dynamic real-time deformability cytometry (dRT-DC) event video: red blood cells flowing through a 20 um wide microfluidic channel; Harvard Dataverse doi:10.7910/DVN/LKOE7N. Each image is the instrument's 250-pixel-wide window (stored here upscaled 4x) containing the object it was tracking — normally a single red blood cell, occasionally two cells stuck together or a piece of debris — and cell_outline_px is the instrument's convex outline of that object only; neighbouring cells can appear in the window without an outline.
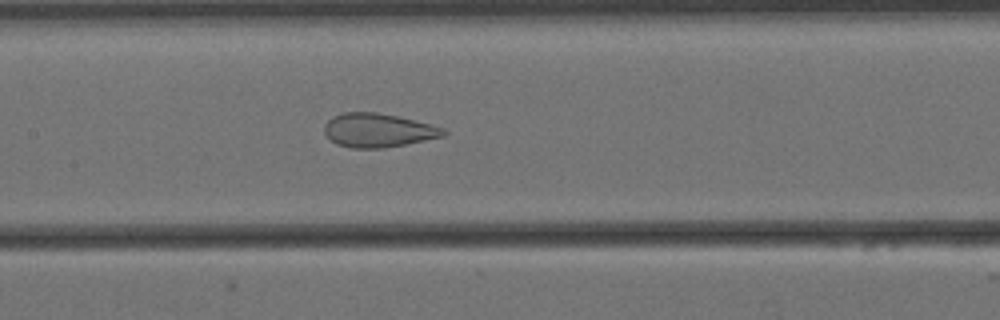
{"species": "Egyptian fruit bat (a non-hibernating species)", "species_latin": "Rousettus aegyptiacus", "temperature_condition": "cold", "stored_images_in_passage": 50, "camera_frame_rate_fps": 3000, "um_per_image_px": 0.085, "animal": {"sex": "female"}, "frame": {"image": 1, "passage_image": 26, "time_ms": 8.333, "image_size_px": [1000, 320], "cell_outline_px": [[448, 132], [444, 136], [384, 148], [352, 148], [336, 144], [324, 132], [324, 124], [332, 116], [344, 112], [376, 112], [396, 116], [432, 124], [444, 128]], "centroid_in_image_um": [32.13, 11.07], "position_along_channel_um": 175.3, "area_um2": 23.41}}
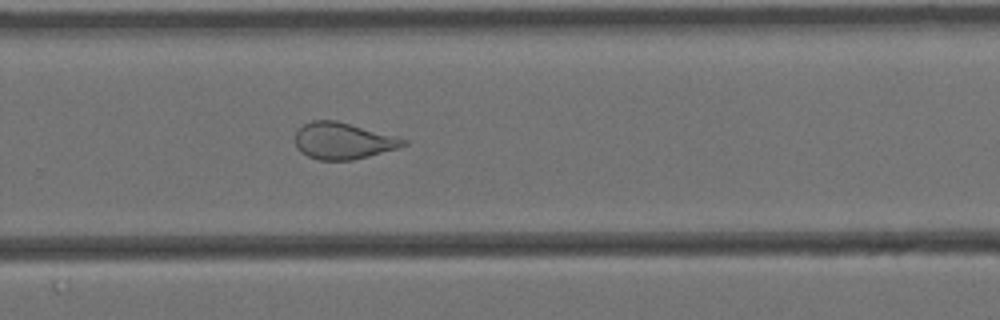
{"frame": {"image": 2, "passage_image": 37, "time_ms": 12.0, "image_size_px": [1000, 320], "cell_outline_px": [[408, 144], [400, 148], [352, 160], [320, 160], [308, 156], [300, 152], [296, 148], [296, 132], [304, 124], [312, 120], [336, 120], [396, 136], [408, 140]], "centroid_in_image_um": [29.18, 11.97], "position_along_channel_um": 300.6, "area_um2": 23.06}}
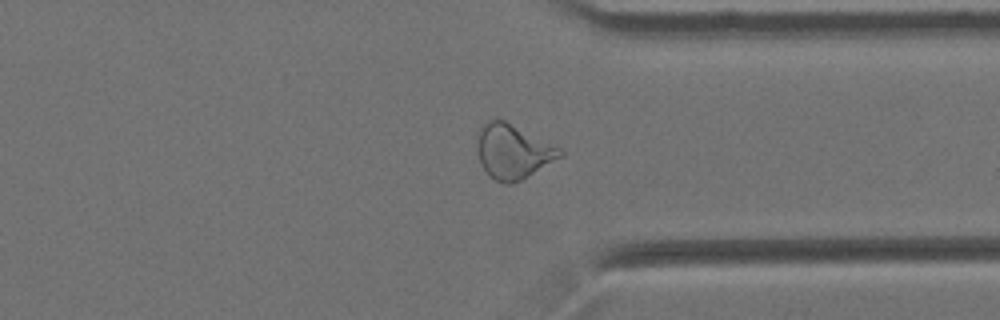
{"frame": {"image": 3, "passage_image": 43, "time_ms": 14.0, "image_size_px": [1000, 320], "cell_outline_px": [[564, 156], [520, 180], [512, 184], [504, 184], [496, 180], [480, 164], [476, 148], [476, 136], [480, 128], [488, 120], [504, 120], [564, 148]], "centroid_in_image_um": [43.63, 12.86], "position_along_channel_um": 367.8, "area_um2": 26.53}, "authors_computed_cell_mechanics": {"area_um2": 26.4435, "velocity_mm_per_s": 3.4451, "shape_relaxation_time_tau1_ms": null, "shape_relaxation_time_tau2_ms": 1.1339, "deformation_change_tau1": null, "deformation_change_tau2": 0.0933}}